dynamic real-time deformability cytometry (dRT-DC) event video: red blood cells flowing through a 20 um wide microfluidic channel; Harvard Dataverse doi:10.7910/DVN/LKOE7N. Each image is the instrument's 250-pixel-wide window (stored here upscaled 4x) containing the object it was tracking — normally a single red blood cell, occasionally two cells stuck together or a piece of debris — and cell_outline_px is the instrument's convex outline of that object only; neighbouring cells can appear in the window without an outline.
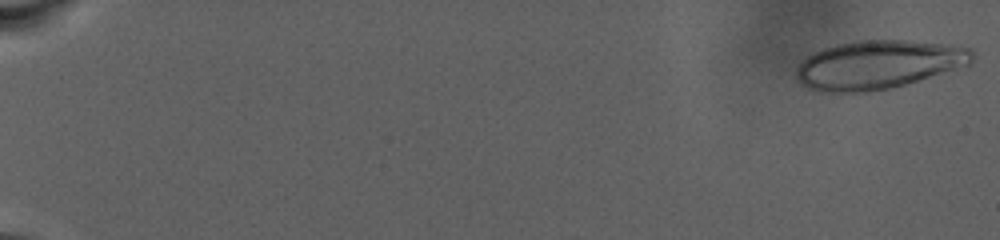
{"species": "human", "species_latin": "Homo sapiens", "temperature_condition": "warm", "stored_images_in_passage": 86, "camera_frame_rate_fps": 3000, "um_per_image_px": 0.085, "donor": {"sex": "male"}, "frame": {"image": 1, "passage_image": 1, "time_ms": 0.0, "image_size_px": [1000, 240], "cell_outline_px": [[976, 56], [972, 64], [968, 68], [892, 88], [868, 92], [820, 92], [808, 88], [800, 84], [796, 76], [796, 68], [808, 56], [824, 48], [836, 44], [856, 40], [908, 40], [948, 44], [972, 48], [976, 52]], "centroid_in_image_um": [74.79, 5.5], "position_along_channel_um": 10.2, "area_um2": 51.04}}
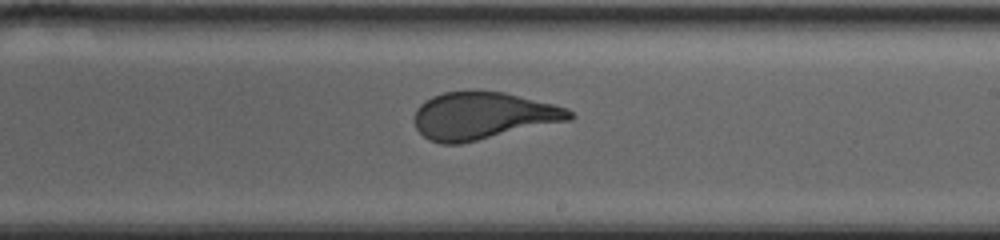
{"frame": {"image": 2, "passage_image": 55, "time_ms": 18.0, "image_size_px": [1000, 240], "cell_outline_px": [[576, 116], [572, 120], [460, 144], [440, 144], [428, 140], [416, 128], [412, 120], [416, 108], [424, 100], [432, 96], [444, 92], [504, 92], [568, 108]], "centroid_in_image_um": [41.03, 9.86], "position_along_channel_um": 248.0, "area_um2": 42.83}}
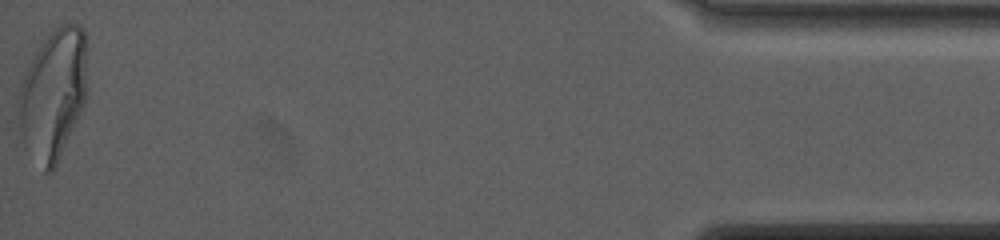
{"frame": {"image": 3, "passage_image": 86, "time_ms": 28.333, "image_size_px": [1000, 240], "cell_outline_px": [[84, 104], [56, 168], [52, 172], [44, 172], [24, 148], [20, 132], [16, 108], [16, 96], [24, 72], [40, 44], [60, 24], [68, 20], [80, 24], [84, 28]], "centroid_in_image_um": [4.44, 8.06], "position_along_channel_um": 430.8, "area_um2": 52.6}}